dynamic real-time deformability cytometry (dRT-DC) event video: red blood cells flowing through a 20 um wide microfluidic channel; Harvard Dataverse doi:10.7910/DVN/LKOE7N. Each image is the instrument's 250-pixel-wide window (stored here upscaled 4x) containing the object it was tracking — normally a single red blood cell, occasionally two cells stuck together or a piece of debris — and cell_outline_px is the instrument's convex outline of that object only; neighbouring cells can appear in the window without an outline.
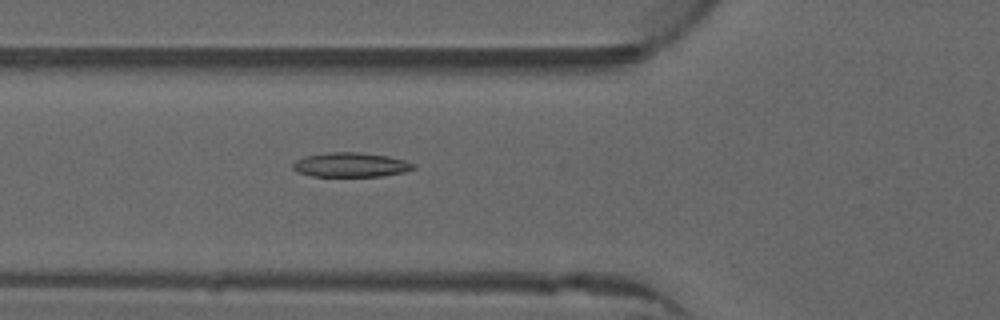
{"species": "common noctule bat (a hibernating species)", "species_latin": "Nyctalus noctula", "temperature_condition": "warm", "stored_images_in_passage": 52, "camera_frame_rate_fps": 3000, "um_per_image_px": 0.085, "animal": {"sex": "male", "forearm_length_mm": 52.5}, "frame": {"image": 1, "passage_image": 19, "time_ms": 6.0, "image_size_px": [1000, 320], "cell_outline_px": [[416, 168], [404, 172], [380, 176], [312, 176], [296, 172], [292, 168], [292, 164], [296, 160], [304, 156], [324, 152], [360, 152], [388, 156], [404, 160], [416, 164]], "centroid_in_image_um": [29.79, 14.0], "position_along_channel_um": 96.0, "area_um2": 17.34}}
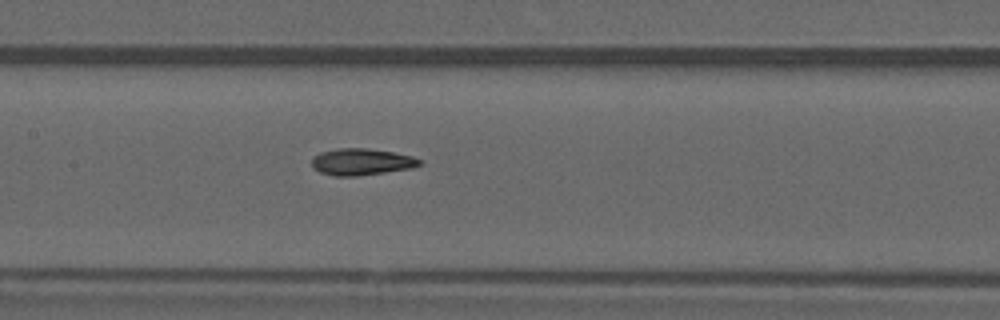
{"frame": {"image": 2, "passage_image": 25, "time_ms": 8.0, "image_size_px": [1000, 320], "cell_outline_px": [[424, 160], [420, 164], [412, 168], [356, 176], [336, 176], [320, 172], [312, 168], [312, 160], [320, 152], [336, 148], [368, 148], [392, 152], [412, 156]], "centroid_in_image_um": [30.73, 13.75], "position_along_channel_um": 176.7, "area_um2": 16.7}}
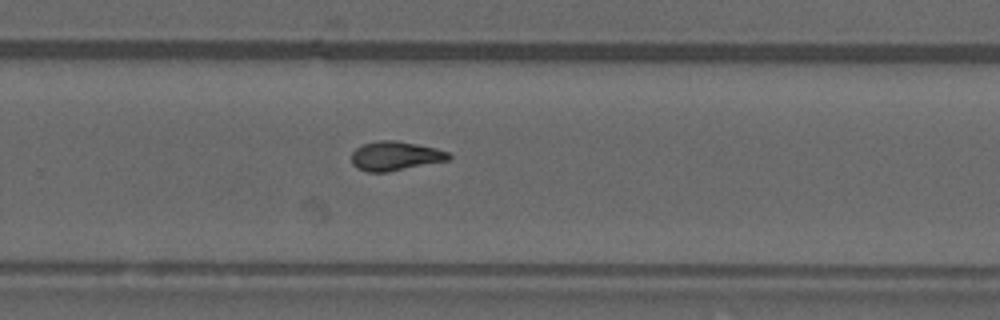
{"frame": {"image": 3, "passage_image": 34, "time_ms": 11.0, "image_size_px": [1000, 320], "cell_outline_px": [[452, 156], [448, 160], [388, 172], [368, 172], [356, 168], [352, 164], [352, 152], [360, 144], [380, 140], [396, 140], [436, 148], [448, 152]], "centroid_in_image_um": [33.57, 13.25], "position_along_channel_um": 296.2, "area_um2": 16.59}, "authors_computed_cell_mechanics": {"area_um2": 16.6464, "velocity_mm_per_s": 4.0103, "shape_relaxation_time_tau1_ms": null, "shape_relaxation_time_tau2_ms": 2.6011, "deformation_change_tau1": null, "deformation_change_tau2": 0.0932}}